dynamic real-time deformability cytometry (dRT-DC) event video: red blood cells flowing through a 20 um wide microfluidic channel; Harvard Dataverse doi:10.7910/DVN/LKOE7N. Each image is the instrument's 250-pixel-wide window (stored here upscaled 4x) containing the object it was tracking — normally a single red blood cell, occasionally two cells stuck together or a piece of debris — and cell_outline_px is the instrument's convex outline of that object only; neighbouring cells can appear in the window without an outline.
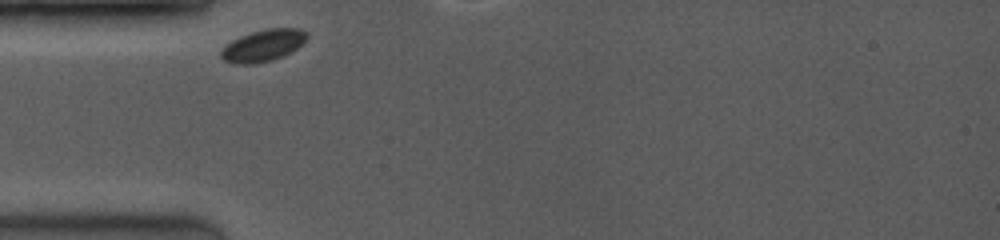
{"species": "common noctule bat (a hibernating species)", "species_latin": "Nyctalus noctula", "temperature_condition": "room temperature", "stored_images_in_passage": 32, "camera_frame_rate_fps": 3500, "um_per_image_px": 0.085, "animal": {"sex": "female", "body_mass_g": 19.0, "forearm_length_mm": 53.3}, "frame": {"image": 1, "passage_image": 1, "time_ms": 0.0, "image_size_px": [1000, 240], "cell_outline_px": [[308, 36], [296, 48], [284, 56], [272, 60], [252, 64], [232, 64], [224, 60], [220, 56], [220, 52], [232, 40], [240, 36], [252, 32], [268, 28], [300, 28], [308, 32]], "centroid_in_image_um": [22.36, 3.87], "position_along_channel_um": 62.6, "area_um2": 15.84}}
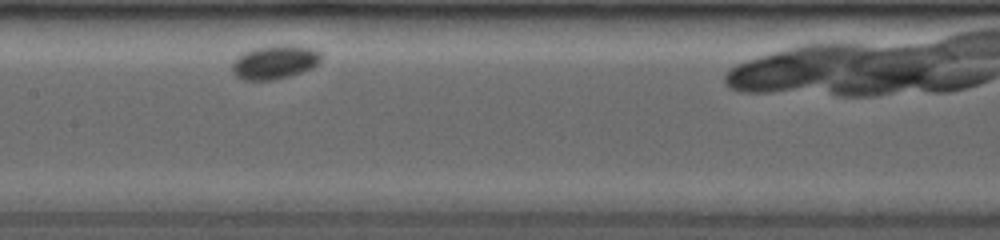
{"frame": {"image": 2, "passage_image": 13, "time_ms": 3.429, "image_size_px": [1000, 240], "cell_outline_px": [[324, 56], [312, 68], [288, 76], [272, 80], [244, 80], [236, 76], [232, 72], [232, 64], [244, 52], [256, 48], [280, 44], [292, 44], [316, 48]], "centroid_in_image_um": [23.41, 5.26], "position_along_channel_um": 184.0, "area_um2": 17.57}}
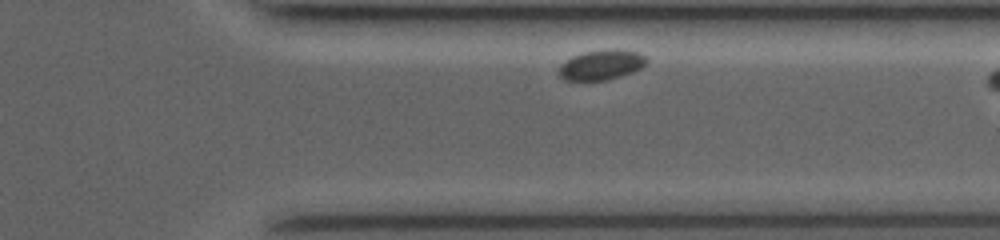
{"frame": {"image": 3, "passage_image": 30, "time_ms": 8.286, "image_size_px": [1000, 240], "cell_outline_px": [[648, 64], [632, 72], [608, 80], [564, 80], [560, 76], [560, 64], [564, 60], [572, 56], [584, 52], [612, 48], [616, 48], [640, 52], [648, 60]], "centroid_in_image_um": [51.15, 5.49], "position_along_channel_um": 360.3, "area_um2": 15.49}}